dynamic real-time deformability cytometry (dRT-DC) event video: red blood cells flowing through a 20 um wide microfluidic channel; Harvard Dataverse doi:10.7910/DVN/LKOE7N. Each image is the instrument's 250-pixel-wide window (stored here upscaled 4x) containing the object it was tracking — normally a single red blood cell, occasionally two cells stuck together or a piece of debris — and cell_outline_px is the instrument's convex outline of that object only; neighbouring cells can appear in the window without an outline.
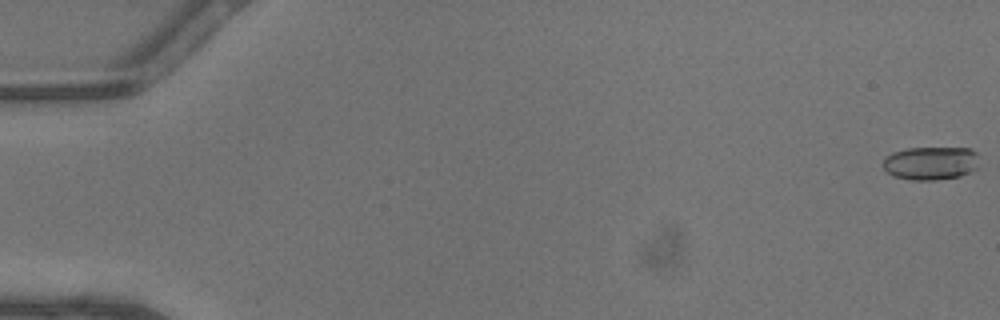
{"species": "common noctule bat (a hibernating species)", "species_latin": "Nyctalus noctula", "temperature_condition": "warm", "stored_images_in_passage": 47, "camera_frame_rate_fps": 3000, "um_per_image_px": 0.085, "animal": {"sex": "male", "body_mass_g": 13.3}, "frame": {"image": 1, "passage_image": 1, "time_ms": 0.0, "image_size_px": [1000, 320], "cell_outline_px": [[976, 168], [960, 176], [936, 180], [912, 180], [892, 176], [884, 168], [884, 156], [892, 152], [908, 148], [968, 148], [976, 152]], "centroid_in_image_um": [79.06, 13.87], "position_along_channel_um": 5.9, "area_um2": 18.55}}
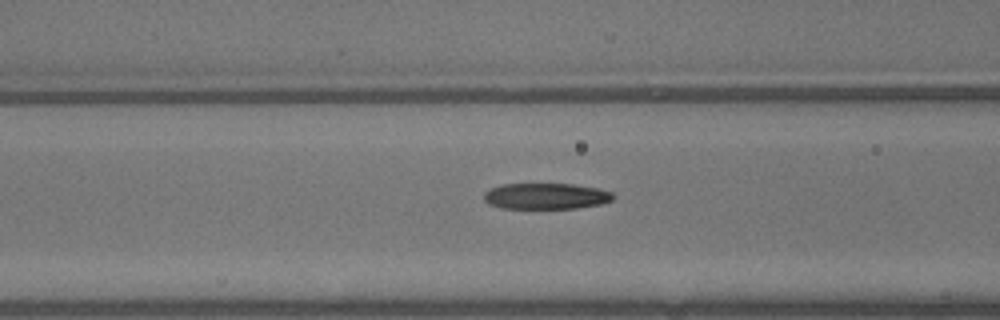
{"frame": {"image": 2, "passage_image": 20, "time_ms": 6.333, "image_size_px": [1000, 320], "cell_outline_px": [[616, 196], [612, 200], [600, 204], [576, 208], [500, 208], [488, 204], [484, 200], [484, 192], [492, 188], [504, 184], [572, 184], [596, 188], [612, 192]], "centroid_in_image_um": [46.4, 16.67], "position_along_channel_um": 120.2, "area_um2": 19.54}}
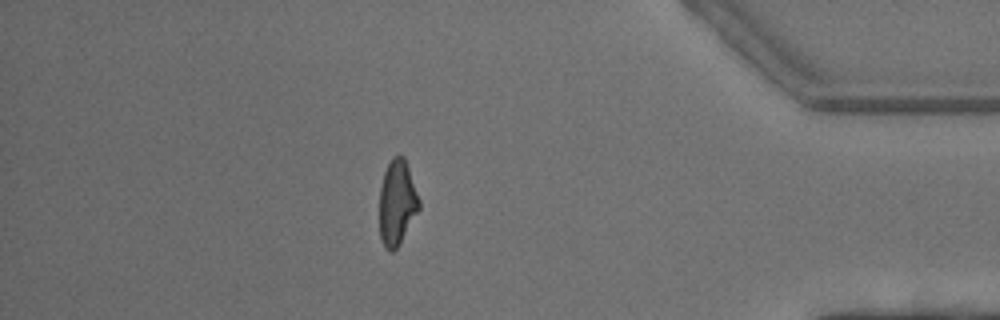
{"frame": {"image": 3, "passage_image": 41, "time_ms": 13.333, "image_size_px": [1000, 320], "cell_outline_px": [[420, 208], [400, 244], [392, 252], [388, 252], [384, 248], [380, 240], [380, 188], [384, 172], [392, 156], [404, 156], [420, 200]], "centroid_in_image_um": [33.75, 17.26], "position_along_channel_um": 401.5, "area_um2": 19.77}, "authors_computed_cell_mechanics": {"area_um2": 19.9988, "velocity_mm_per_s": 4.5736, "shape_relaxation_time_tau1_ms": 4.7874, "shape_relaxation_time_tau2_ms": 2.3594, "deformation_change_tau1": 0.2081, "deformation_change_tau2": 0.1128}}